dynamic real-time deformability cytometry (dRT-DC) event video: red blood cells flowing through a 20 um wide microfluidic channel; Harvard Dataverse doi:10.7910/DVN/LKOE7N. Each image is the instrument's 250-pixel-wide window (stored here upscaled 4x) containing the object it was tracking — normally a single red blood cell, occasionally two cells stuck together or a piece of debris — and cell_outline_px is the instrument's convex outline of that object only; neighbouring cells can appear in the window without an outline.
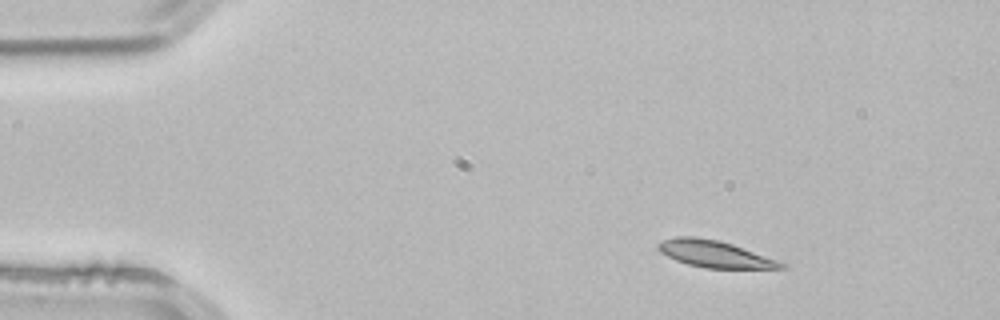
{"species": "common noctule bat (a hibernating species)", "species_latin": "Nyctalus noctula", "temperature_condition": "room temperature", "stored_images_in_passage": 3, "camera_frame_rate_fps": 3000, "um_per_image_px": 0.085, "animal": {"sex": "male", "body_mass_g": 21.5, "forearm_length_mm": 52.0}, "frame": {"image": 1, "passage_image": 1, "time_ms": 0.0, "image_size_px": [1000, 320], "cell_outline_px": [[784, 268], [704, 268], [688, 264], [676, 260], [660, 252], [656, 248], [656, 244], [660, 240], [676, 236], [692, 236], [720, 240], [732, 244], [776, 260], [784, 264]], "centroid_in_image_um": [60.64, 21.57], "position_along_channel_um": 24.4, "area_um2": 19.02}}
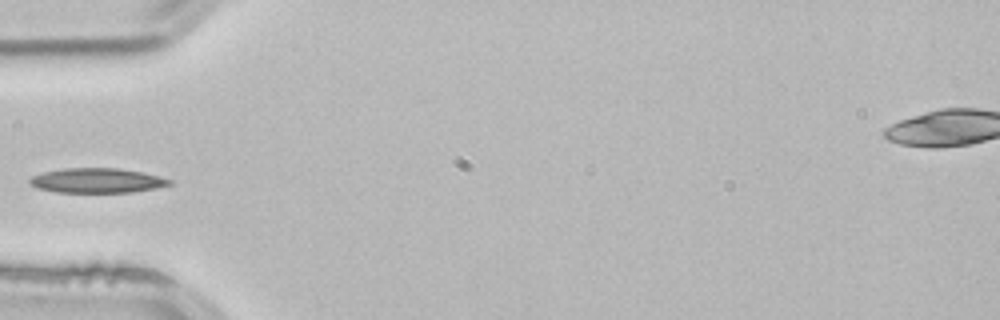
{"frame": {"image": 2, "passage_image": 3, "time_ms": 0.667, "image_size_px": [1000, 320], "cell_outline_px": [[172, 184], [156, 188], [132, 192], [56, 192], [36, 188], [28, 180], [32, 176], [44, 172], [64, 168], [120, 168], [140, 172], [172, 180]], "centroid_in_image_um": [8.23, 15.34], "position_along_channel_um": 76.8, "area_um2": 19.94}}